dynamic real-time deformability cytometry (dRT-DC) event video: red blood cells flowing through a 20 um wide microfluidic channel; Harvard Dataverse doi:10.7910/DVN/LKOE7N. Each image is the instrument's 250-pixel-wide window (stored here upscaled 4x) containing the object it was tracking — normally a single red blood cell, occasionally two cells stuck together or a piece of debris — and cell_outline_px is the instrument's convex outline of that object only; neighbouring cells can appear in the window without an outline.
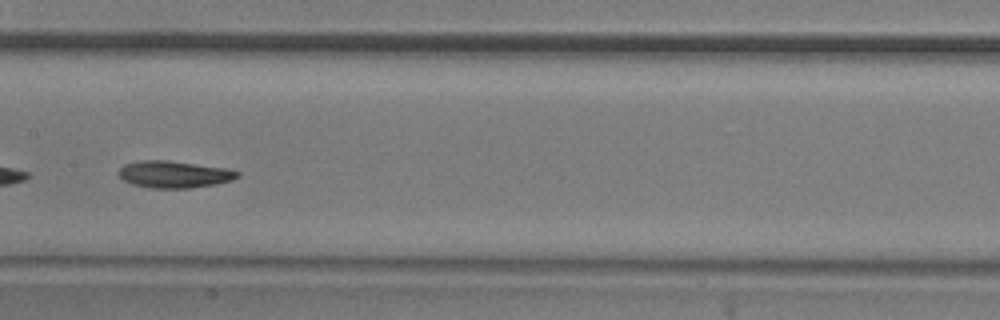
{"species": "common noctule bat (a hibernating species)", "species_latin": "Nyctalus noctula", "temperature_condition": "room temperature", "stored_images_in_passage": 32, "camera_frame_rate_fps": 3000, "um_per_image_px": 0.085, "animal": {"sex": "male", "body_mass_g": 20.5, "forearm_length_mm": 52.5}, "frame": {"image": 1, "passage_image": 14, "time_ms": 4.333, "image_size_px": [1000, 320], "cell_outline_px": [[240, 176], [232, 180], [216, 184], [192, 188], [152, 188], [132, 184], [124, 180], [116, 172], [124, 164], [140, 160], [168, 160], [224, 168], [240, 172]], "centroid_in_image_um": [14.78, 14.82], "position_along_channel_um": 192.6, "area_um2": 18.67}}
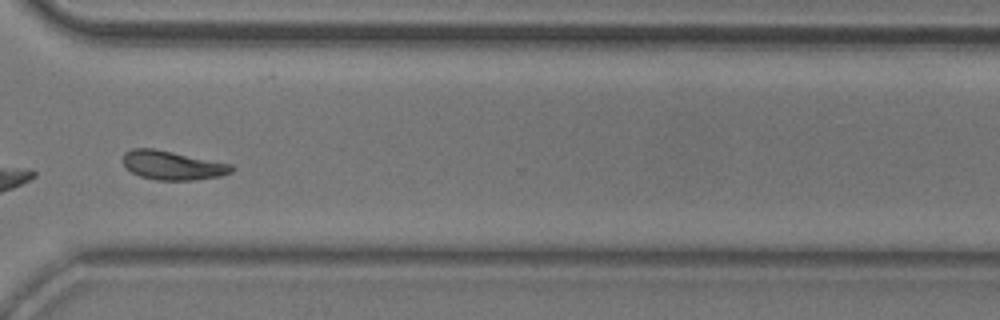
{"frame": {"image": 2, "passage_image": 27, "time_ms": 8.667, "image_size_px": [1000, 320], "cell_outline_px": [[236, 168], [232, 172], [220, 176], [196, 180], [156, 180], [140, 176], [124, 168], [124, 152], [132, 148], [152, 148], [232, 164]], "centroid_in_image_um": [14.67, 14.06], "position_along_channel_um": 355.9, "area_um2": 18.32}, "authors_computed_cell_mechanics": {"area_um2": 18.207, "velocity_mm_per_s": 3.7825, "shape_relaxation_time_tau1_ms": 5.1333, "shape_relaxation_time_tau2_ms": 7.1267, "deformation_change_tau1": 0.1414, "deformation_change_tau2": 0.1187}}